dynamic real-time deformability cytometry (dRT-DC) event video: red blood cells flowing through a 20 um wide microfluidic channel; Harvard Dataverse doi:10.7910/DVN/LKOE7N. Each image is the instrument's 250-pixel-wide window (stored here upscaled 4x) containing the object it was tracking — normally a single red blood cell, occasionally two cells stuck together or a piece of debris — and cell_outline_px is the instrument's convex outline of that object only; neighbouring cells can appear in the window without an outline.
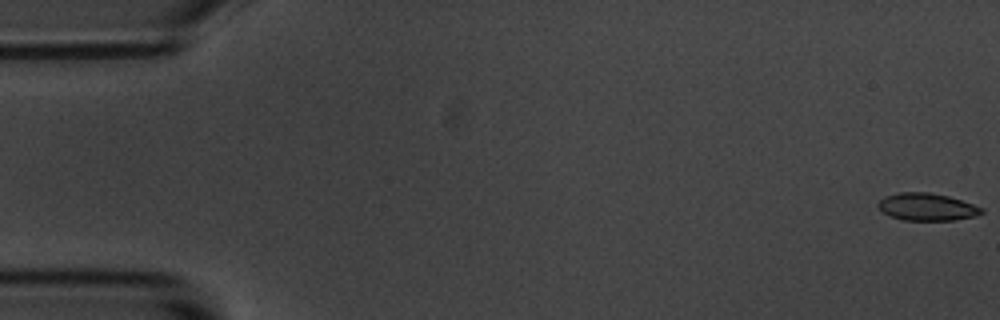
{"species": "common noctule bat (a hibernating species)", "species_latin": "Nyctalus noctula", "temperature_condition": "room temperature", "stored_images_in_passage": 56, "camera_frame_rate_fps": 3000, "um_per_image_px": 0.085, "animal": {"sex": "male", "body_mass_g": 20.1, "forearm_length_mm": 53.5}, "frame": {"image": 1, "passage_image": 1, "time_ms": 0.0, "image_size_px": [1000, 320], "cell_outline_px": [[984, 212], [976, 216], [956, 220], [904, 220], [892, 216], [884, 212], [876, 204], [884, 196], [900, 192], [928, 192], [948, 196], [984, 208]], "centroid_in_image_um": [78.81, 17.58], "position_along_channel_um": 6.2, "area_um2": 16.42}}
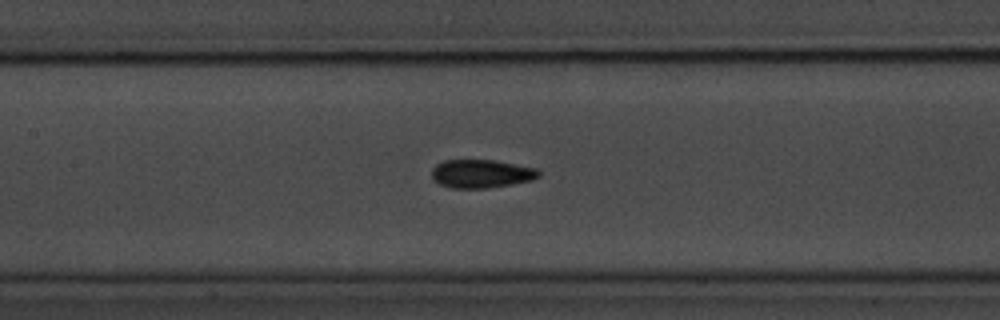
{"frame": {"image": 2, "passage_image": 26, "time_ms": 8.333, "image_size_px": [1000, 320], "cell_outline_px": [[540, 176], [532, 180], [512, 184], [488, 188], [452, 188], [440, 184], [432, 180], [432, 168], [436, 164], [444, 160], [492, 160], [536, 168], [540, 172]], "centroid_in_image_um": [40.89, 14.77], "position_along_channel_um": 166.5, "area_um2": 17.69}}
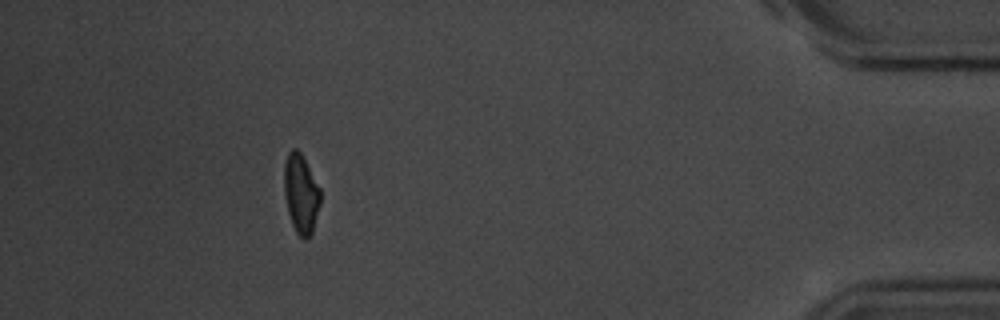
{"frame": {"image": 3, "passage_image": 51, "time_ms": 16.667, "image_size_px": [1000, 320], "cell_outline_px": [[320, 204], [312, 232], [304, 240], [296, 232], [292, 224], [288, 212], [284, 192], [284, 164], [288, 152], [292, 148], [296, 148], [300, 152], [320, 188]], "centroid_in_image_um": [25.57, 16.45], "position_along_channel_um": 409.6, "area_um2": 16.53}, "authors_computed_cell_mechanics": {"area_um2": 17.3111, "velocity_mm_per_s": 3.604, "shape_relaxation_time_tau1_ms": 4.0391, "shape_relaxation_time_tau2_ms": 2.2101, "deformation_change_tau1": 0.1317, "deformation_change_tau2": 0.0623}}